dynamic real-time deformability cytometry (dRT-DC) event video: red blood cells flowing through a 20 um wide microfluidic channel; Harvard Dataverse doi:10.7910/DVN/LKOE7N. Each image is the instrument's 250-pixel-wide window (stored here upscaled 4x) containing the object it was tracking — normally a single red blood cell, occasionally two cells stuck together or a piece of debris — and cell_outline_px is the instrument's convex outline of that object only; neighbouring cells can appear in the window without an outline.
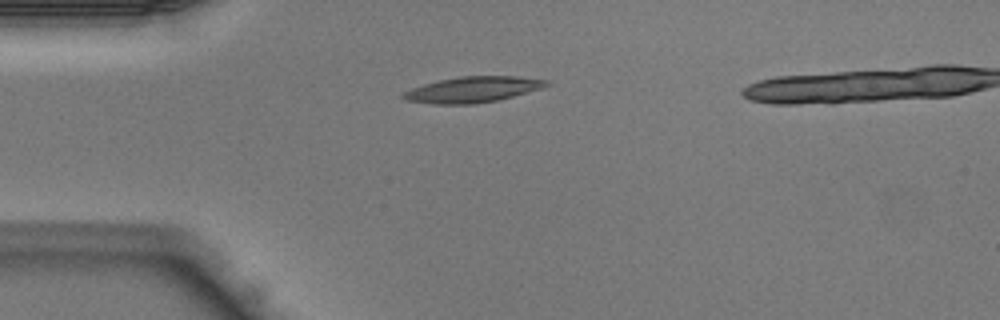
{"species": "Egyptian fruit bat (a non-hibernating species)", "species_latin": "Rousettus aegyptiacus", "temperature_condition": "warm", "stored_images_in_passage": 29, "camera_frame_rate_fps": 3000, "um_per_image_px": 0.085, "animal": {"sex": "male"}, "frame": {"image": 1, "passage_image": 1, "time_ms": 0.0, "image_size_px": [1000, 320], "cell_outline_px": [[552, 84], [544, 88], [500, 100], [476, 104], [432, 104], [404, 100], [400, 96], [404, 92], [412, 88], [424, 84], [440, 80], [460, 76], [516, 76], [552, 80]], "centroid_in_image_um": [40.26, 7.61], "position_along_channel_um": 44.7, "area_um2": 21.91}}
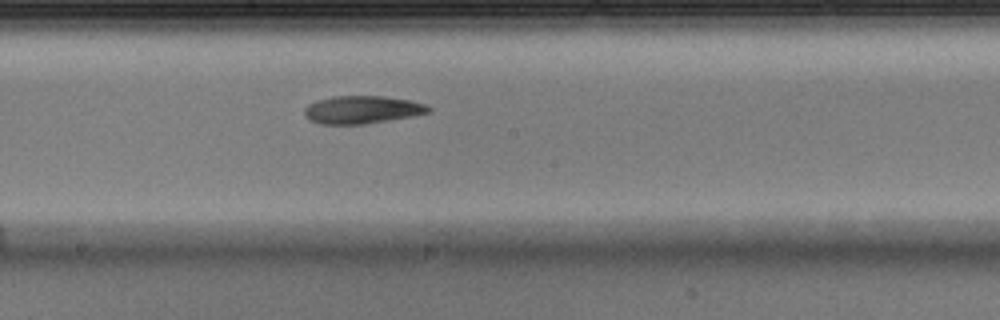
{"frame": {"image": 2, "passage_image": 13, "time_ms": 4.0, "image_size_px": [1000, 320], "cell_outline_px": [[432, 108], [428, 112], [412, 116], [364, 124], [320, 124], [308, 120], [304, 116], [304, 108], [308, 104], [316, 100], [332, 96], [384, 96], [408, 100], [424, 104]], "centroid_in_image_um": [30.71, 9.32], "position_along_channel_um": 217.5, "area_um2": 20.11}}
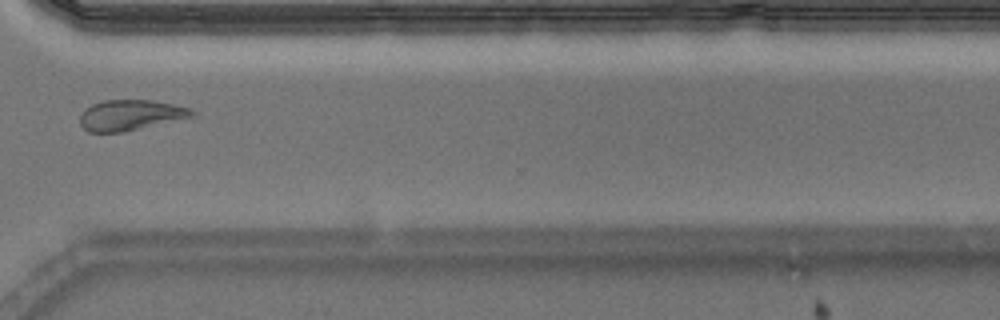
{"frame": {"image": 3, "passage_image": 22, "time_ms": 7.0, "image_size_px": [1000, 320], "cell_outline_px": [[200, 116], [124, 132], [88, 132], [80, 124], [80, 116], [84, 108], [92, 104], [104, 100], [152, 100], [172, 104], [188, 108], [196, 112]], "centroid_in_image_um": [11.14, 9.79], "position_along_channel_um": 359.5, "area_um2": 20.29}}